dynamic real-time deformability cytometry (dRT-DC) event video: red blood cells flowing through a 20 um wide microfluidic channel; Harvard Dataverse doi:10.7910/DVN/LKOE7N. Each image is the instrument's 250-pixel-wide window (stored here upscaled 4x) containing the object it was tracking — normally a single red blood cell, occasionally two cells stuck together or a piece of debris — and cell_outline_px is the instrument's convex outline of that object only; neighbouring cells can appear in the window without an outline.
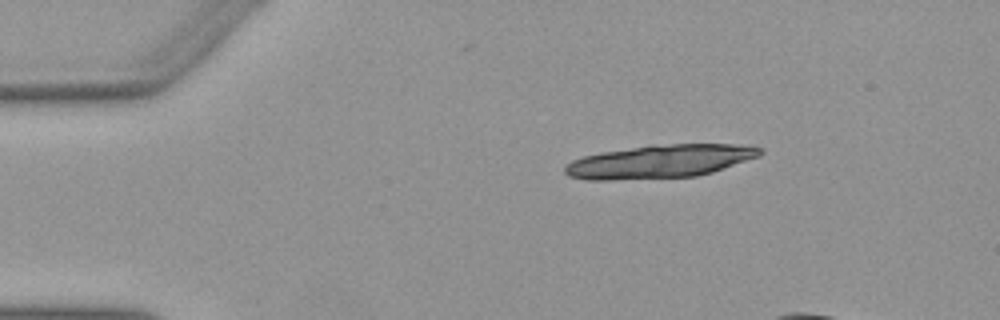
{"species": "Egyptian fruit bat (a non-hibernating species)", "species_latin": "Rousettus aegyptiacus", "temperature_condition": "warm", "stored_images_in_passage": 14, "camera_frame_rate_fps": 3000, "um_per_image_px": 0.085, "animal": {"sex": "female"}, "frame": {"image": 1, "passage_image": 1, "time_ms": 0.0, "image_size_px": [1000, 320], "cell_outline_px": [[764, 152], [760, 156], [712, 172], [696, 176], [612, 180], [584, 180], [568, 176], [564, 172], [564, 168], [572, 160], [584, 156], [600, 152], [652, 144], [732, 144], [764, 148]], "centroid_in_image_um": [56.08, 13.72], "position_along_channel_um": 28.9, "area_um2": 37.92}}